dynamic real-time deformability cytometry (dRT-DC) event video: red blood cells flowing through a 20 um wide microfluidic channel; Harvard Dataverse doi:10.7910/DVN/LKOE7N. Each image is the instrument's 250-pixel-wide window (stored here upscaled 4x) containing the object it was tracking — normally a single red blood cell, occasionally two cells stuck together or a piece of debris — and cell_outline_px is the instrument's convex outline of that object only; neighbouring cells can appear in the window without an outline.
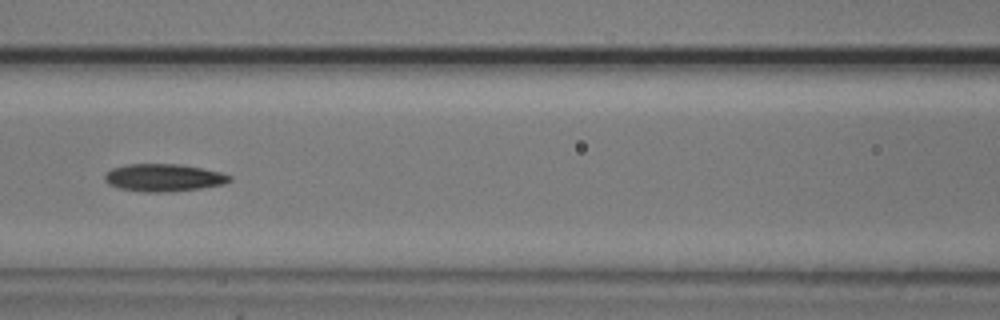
{"species": "common noctule bat (a hibernating species)", "species_latin": "Nyctalus noctula", "temperature_condition": "cold", "stored_images_in_passage": 8, "camera_frame_rate_fps": 3000, "um_per_image_px": 0.085, "animal": {"sex": "male", "body_mass_g": 20.5, "forearm_length_mm": 52.5}, "frame": {"image": 1, "passage_image": 6, "time_ms": 6.0, "image_size_px": [1000, 320], "cell_outline_px": [[232, 180], [224, 184], [200, 188], [172, 192], [144, 192], [120, 188], [108, 184], [104, 180], [104, 176], [112, 168], [128, 164], [180, 164], [220, 172], [232, 176]], "centroid_in_image_um": [13.91, 15.1], "position_along_channel_um": 152.7, "area_um2": 20.0}}